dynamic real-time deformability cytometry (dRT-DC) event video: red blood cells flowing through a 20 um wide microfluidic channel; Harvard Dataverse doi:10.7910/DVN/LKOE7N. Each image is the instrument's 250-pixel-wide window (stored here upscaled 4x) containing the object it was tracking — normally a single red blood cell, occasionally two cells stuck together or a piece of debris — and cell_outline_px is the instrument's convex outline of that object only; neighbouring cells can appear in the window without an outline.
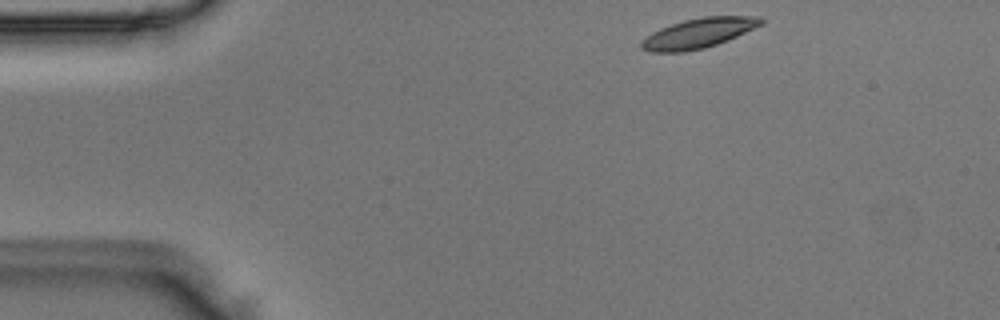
{"species": "Egyptian fruit bat (a non-hibernating species)", "species_latin": "Rousettus aegyptiacus", "temperature_condition": "room temperature", "stored_images_in_passage": 44, "camera_frame_rate_fps": 3000, "um_per_image_px": 0.085, "animal": {"sex": "male"}, "frame": {"image": 1, "passage_image": 1, "time_ms": 0.0, "image_size_px": [1000, 320], "cell_outline_px": [[764, 24], [728, 40], [704, 48], [684, 52], [648, 52], [640, 48], [640, 40], [652, 32], [660, 28], [684, 20], [704, 16], [760, 16], [764, 20]], "centroid_in_image_um": [59.36, 2.82], "position_along_channel_um": 25.6, "area_um2": 20.98}}
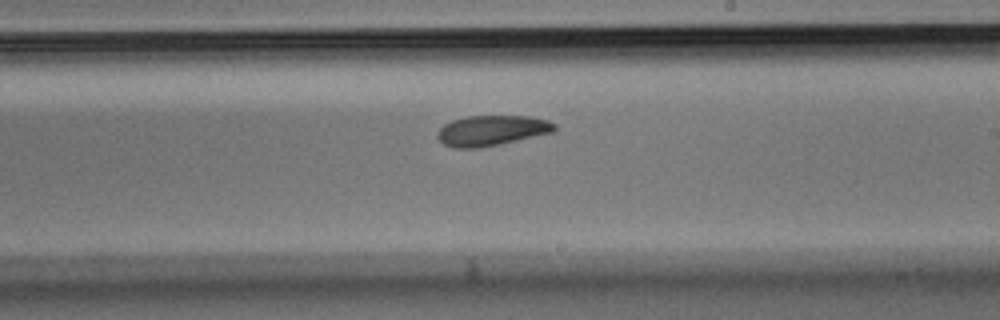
{"frame": {"image": 2, "passage_image": 23, "time_ms": 7.333, "image_size_px": [1000, 320], "cell_outline_px": [[556, 132], [476, 148], [456, 148], [444, 144], [436, 136], [436, 132], [444, 124], [452, 120], [468, 116], [528, 116], [548, 120], [556, 124]], "centroid_in_image_um": [41.8, 11.08], "position_along_channel_um": 247.2, "area_um2": 20.58}}
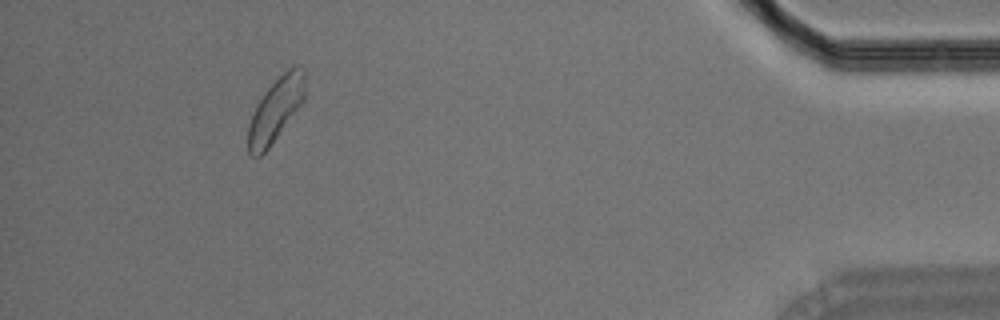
{"frame": {"image": 3, "passage_image": 40, "time_ms": 13.0, "image_size_px": [1000, 320], "cell_outline_px": [[304, 100], [268, 148], [260, 156], [252, 156], [248, 152], [248, 124], [256, 104], [264, 92], [288, 68], [296, 64], [300, 64], [304, 68]], "centroid_in_image_um": [23.42, 9.3], "position_along_channel_um": 411.8, "area_um2": 20.81}}